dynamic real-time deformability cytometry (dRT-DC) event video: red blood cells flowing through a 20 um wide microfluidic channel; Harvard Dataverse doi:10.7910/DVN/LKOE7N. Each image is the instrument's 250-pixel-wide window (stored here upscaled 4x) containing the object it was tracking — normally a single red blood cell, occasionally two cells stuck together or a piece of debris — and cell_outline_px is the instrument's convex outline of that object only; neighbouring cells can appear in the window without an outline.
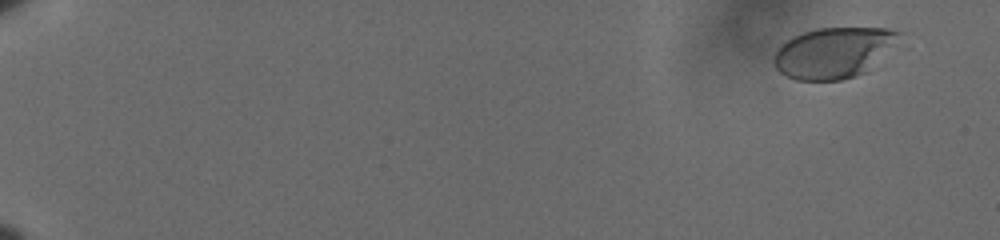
{"species": "human", "species_latin": "Homo sapiens", "temperature_condition": "cold", "stored_images_in_passage": 62, "camera_frame_rate_fps": 3000, "um_per_image_px": 0.085, "donor": {"sex": "male"}, "frame": {"image": 1, "passage_image": 5, "time_ms": 1.333, "image_size_px": [1000, 240], "cell_outline_px": [[900, 32], [868, 72], [856, 76], [840, 80], [796, 80], [780, 72], [776, 68], [772, 60], [772, 56], [792, 36], [816, 28], [888, 28]], "centroid_in_image_um": [70.77, 4.49], "position_along_channel_um": 14.2, "area_um2": 36.18}}
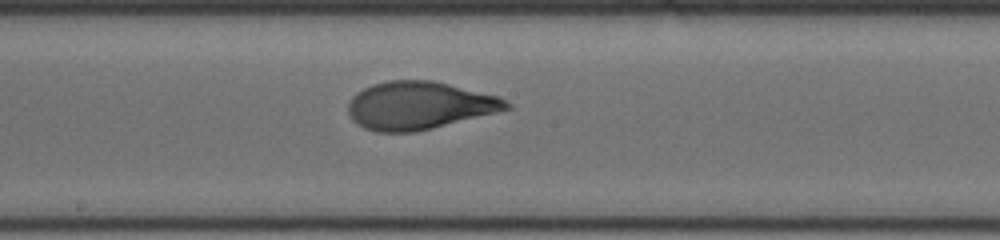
{"frame": {"image": 2, "passage_image": 38, "time_ms": 12.333, "image_size_px": [1000, 240], "cell_outline_px": [[512, 108], [416, 132], [376, 132], [364, 128], [352, 120], [348, 112], [348, 104], [352, 96], [356, 92], [372, 84], [388, 80], [432, 80], [500, 96], [512, 104]], "centroid_in_image_um": [35.62, 8.96], "position_along_channel_um": 212.6, "area_um2": 44.16}}
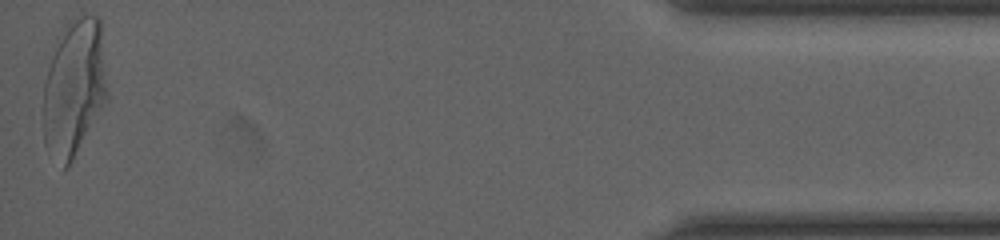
{"frame": {"image": 3, "passage_image": 62, "time_ms": 20.333, "image_size_px": [1000, 240], "cell_outline_px": [[108, 96], [68, 168], [64, 168], [44, 144], [44, 84], [48, 68], [52, 56], [60, 40], [68, 28], [80, 16], [96, 16], [100, 20], [108, 92]], "centroid_in_image_um": [6.32, 7.53], "position_along_channel_um": 428.9, "area_um2": 49.3}, "authors_computed_cell_mechanics": {"area_um2": 42.6275, "velocity_mm_per_s": 3.5881, "shape_relaxation_time_tau1_ms": 5.6126, "shape_relaxation_time_tau2_ms": null, "deformation_change_tau1": 0.22, "deformation_change_tau2": null}}